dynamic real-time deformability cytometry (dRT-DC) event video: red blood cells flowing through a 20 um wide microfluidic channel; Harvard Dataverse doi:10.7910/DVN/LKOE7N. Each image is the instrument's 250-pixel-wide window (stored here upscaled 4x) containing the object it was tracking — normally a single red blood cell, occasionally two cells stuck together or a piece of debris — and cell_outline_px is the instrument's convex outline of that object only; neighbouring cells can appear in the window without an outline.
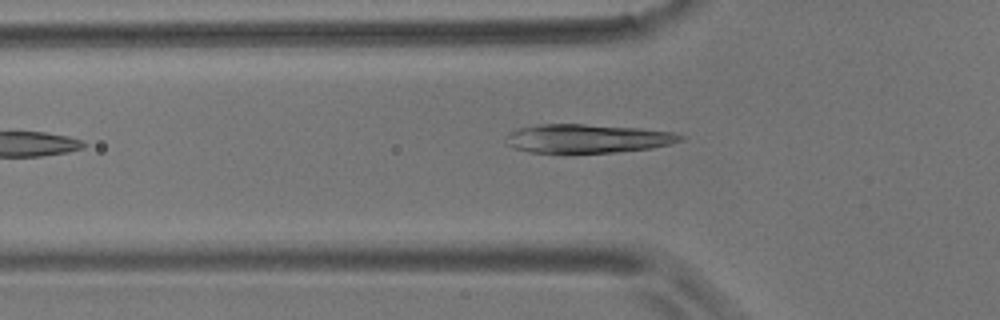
{"species": "common noctule bat (a hibernating species)", "species_latin": "Nyctalus noctula", "temperature_condition": "room temperature", "stored_images_in_passage": 2, "camera_frame_rate_fps": 3000, "um_per_image_px": 0.085, "animal": {"sex": "male", "body_mass_g": 17.9}, "frame": {"image": 1, "passage_image": 2, "time_ms": 1.333, "image_size_px": [1000, 320], "cell_outline_px": [[684, 136], [680, 140], [668, 144], [652, 148], [616, 152], [572, 156], [532, 152], [512, 148], [508, 144], [504, 136], [516, 128], [536, 124], [584, 124], [640, 128], [672, 132]], "centroid_in_image_um": [49.82, 11.81], "position_along_channel_um": 76.0, "area_um2": 30.29}}